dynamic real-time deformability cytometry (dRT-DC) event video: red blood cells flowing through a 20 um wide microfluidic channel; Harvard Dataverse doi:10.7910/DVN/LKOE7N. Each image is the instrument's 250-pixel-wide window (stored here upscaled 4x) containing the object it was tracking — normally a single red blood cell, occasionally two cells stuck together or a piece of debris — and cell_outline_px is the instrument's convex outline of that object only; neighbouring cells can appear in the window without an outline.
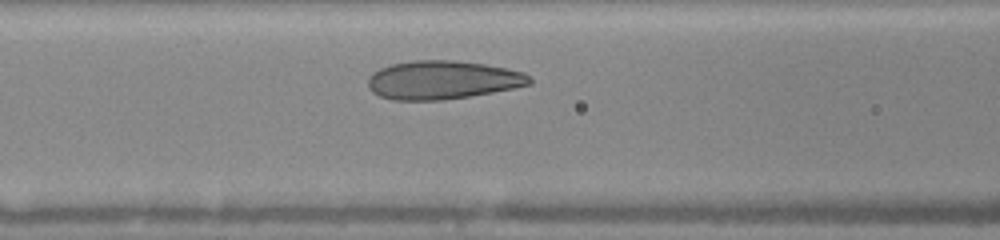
{"species": "human", "species_latin": "Homo sapiens", "temperature_condition": "warm", "stored_images_in_passage": 7, "camera_frame_rate_fps": 3000, "um_per_image_px": 0.085, "donor": {"sex": "female"}, "frame": {"image": 1, "passage_image": 5, "time_ms": 2.667, "image_size_px": [1000, 240], "cell_outline_px": [[532, 84], [516, 88], [444, 100], [392, 100], [380, 96], [372, 92], [368, 88], [368, 76], [372, 72], [380, 68], [392, 64], [412, 60], [456, 60], [484, 64], [524, 72], [532, 76]], "centroid_in_image_um": [37.61, 6.8], "position_along_channel_um": 129.0, "area_um2": 36.53}}
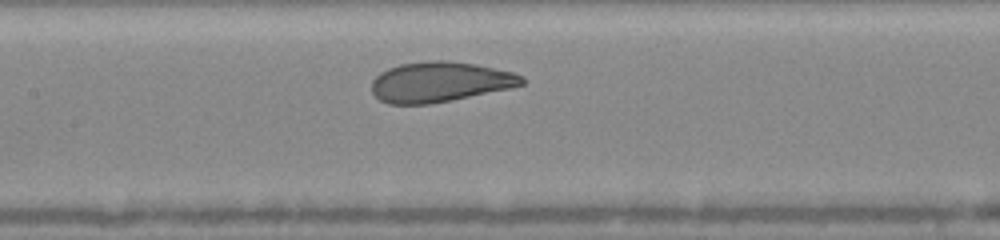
{"frame": {"image": 2, "passage_image": 7, "time_ms": 3.667, "image_size_px": [1000, 240], "cell_outline_px": [[524, 84], [512, 88], [452, 100], [428, 104], [388, 104], [380, 100], [372, 92], [372, 80], [380, 72], [388, 68], [400, 64], [428, 60], [448, 60], [476, 64], [512, 72], [524, 76]], "centroid_in_image_um": [37.39, 6.96], "position_along_channel_um": 170.0, "area_um2": 35.37}}